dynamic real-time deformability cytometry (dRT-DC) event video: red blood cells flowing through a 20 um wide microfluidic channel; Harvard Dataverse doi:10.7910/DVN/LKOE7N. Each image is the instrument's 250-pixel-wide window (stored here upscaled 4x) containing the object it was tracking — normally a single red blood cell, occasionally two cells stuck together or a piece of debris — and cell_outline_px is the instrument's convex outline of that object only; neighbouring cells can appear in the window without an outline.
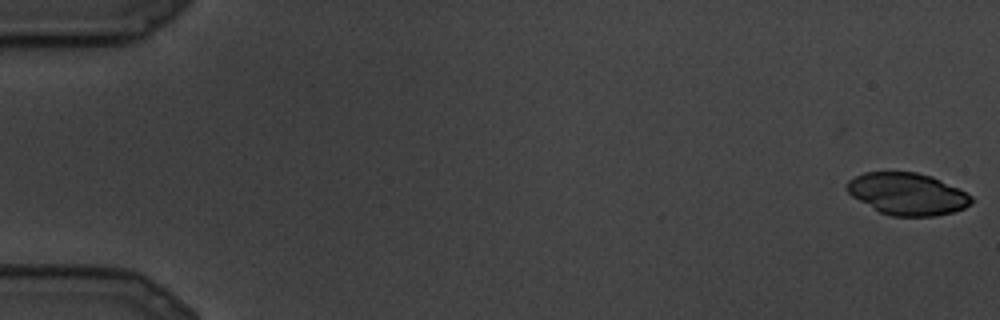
{"species": "common noctule bat (a hibernating species)", "species_latin": "Nyctalus noctula", "temperature_condition": "cold", "stored_images_in_passage": 12, "camera_frame_rate_fps": 3000, "um_per_image_px": 0.085, "animal": {"sex": "male", "body_mass_g": 19.5, "forearm_length_mm": 54.6}, "frame": {"image": 1, "passage_image": 1, "time_ms": 0.0, "image_size_px": [1000, 320], "cell_outline_px": [[972, 204], [964, 208], [952, 212], [936, 216], [892, 216], [880, 212], [852, 196], [848, 192], [844, 184], [848, 180], [864, 172], [916, 172], [932, 176], [972, 196]], "centroid_in_image_um": [77.1, 16.48], "position_along_channel_um": 7.9, "area_um2": 30.29}}